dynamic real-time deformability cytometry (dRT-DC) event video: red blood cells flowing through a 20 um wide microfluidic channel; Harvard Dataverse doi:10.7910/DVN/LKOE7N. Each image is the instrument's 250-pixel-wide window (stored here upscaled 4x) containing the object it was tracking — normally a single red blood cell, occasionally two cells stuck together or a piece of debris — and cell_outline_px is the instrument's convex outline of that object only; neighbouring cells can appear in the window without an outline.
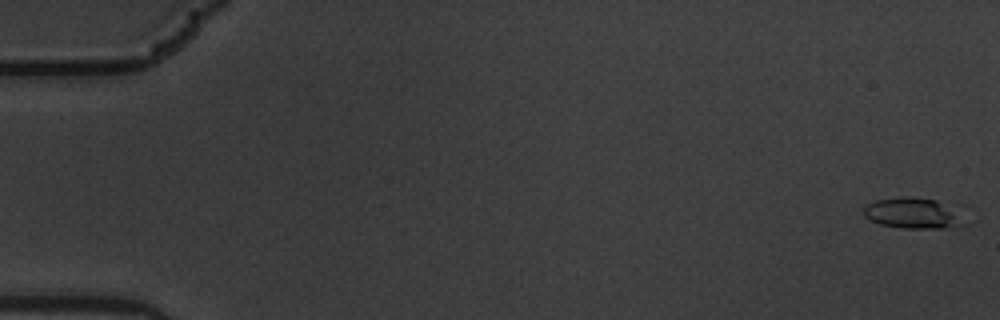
{"species": "common noctule bat (a hibernating species)", "species_latin": "Nyctalus noctula", "temperature_condition": "warm", "stored_images_in_passage": 43, "camera_frame_rate_fps": 3000, "um_per_image_px": 0.085, "animal": {"sex": "male", "body_mass_g": 19.5, "forearm_length_mm": 54.6}, "frame": {"image": 1, "passage_image": 1, "time_ms": 0.0, "image_size_px": [1000, 320], "cell_outline_px": [[952, 224], [944, 228], [904, 228], [880, 224], [864, 216], [864, 208], [868, 204], [876, 200], [936, 200], [952, 216]], "centroid_in_image_um": [77.25, 18.17], "position_along_channel_um": 7.7, "area_um2": 15.2}}
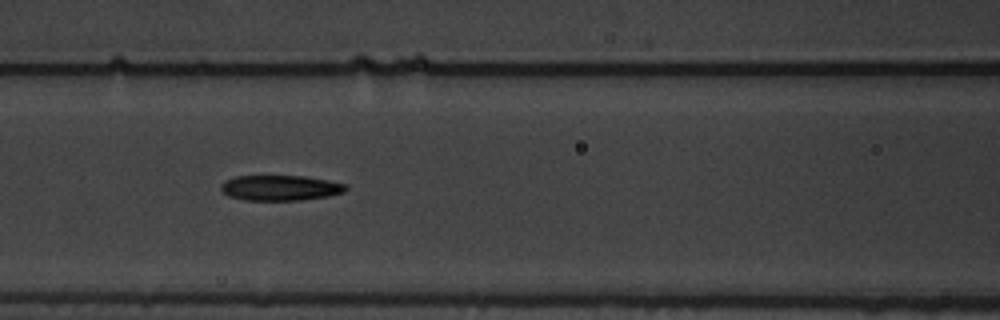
{"frame": {"image": 2, "passage_image": 26, "time_ms": 8.333, "image_size_px": [1000, 320], "cell_outline_px": [[348, 188], [344, 192], [328, 196], [300, 200], [244, 200], [228, 196], [220, 188], [220, 184], [236, 176], [304, 176], [328, 180], [344, 184]], "centroid_in_image_um": [23.82, 15.97], "position_along_channel_um": 142.8, "area_um2": 18.32}}
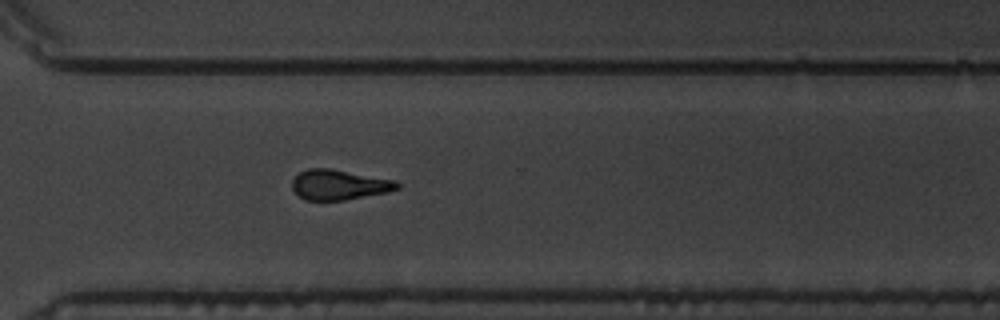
{"frame": {"image": 3, "passage_image": 43, "time_ms": 14.0, "image_size_px": [1000, 320], "cell_outline_px": [[400, 188], [388, 192], [344, 200], [304, 200], [292, 188], [292, 180], [300, 172], [308, 168], [332, 168], [396, 180], [400, 184]], "centroid_in_image_um": [28.85, 15.69], "position_along_channel_um": 341.8, "area_um2": 18.55}}